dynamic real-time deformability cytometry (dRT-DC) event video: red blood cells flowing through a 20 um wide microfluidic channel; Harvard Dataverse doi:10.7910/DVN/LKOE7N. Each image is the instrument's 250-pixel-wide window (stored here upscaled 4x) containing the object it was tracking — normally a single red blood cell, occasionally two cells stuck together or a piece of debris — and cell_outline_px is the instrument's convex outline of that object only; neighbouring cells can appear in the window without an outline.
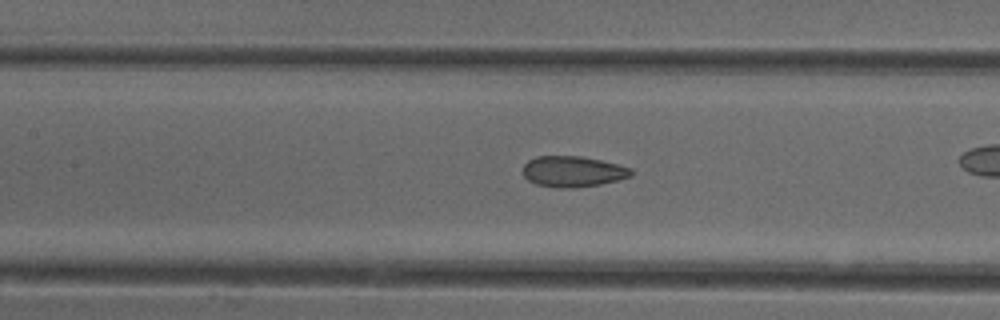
{"species": "common noctule bat (a hibernating species)", "species_latin": "Nyctalus noctula", "temperature_condition": "cold", "stored_images_in_passage": 41, "camera_frame_rate_fps": 3000, "um_per_image_px": 0.085, "animal": {"sex": "female"}, "frame": {"image": 1, "passage_image": 24, "time_ms": 7.667, "image_size_px": [1000, 320], "cell_outline_px": [[632, 176], [600, 184], [576, 188], [560, 188], [536, 184], [528, 180], [524, 176], [524, 164], [528, 160], [536, 156], [580, 156], [600, 160], [632, 168]], "centroid_in_image_um": [48.68, 14.58], "position_along_channel_um": 158.7, "area_um2": 19.36}}
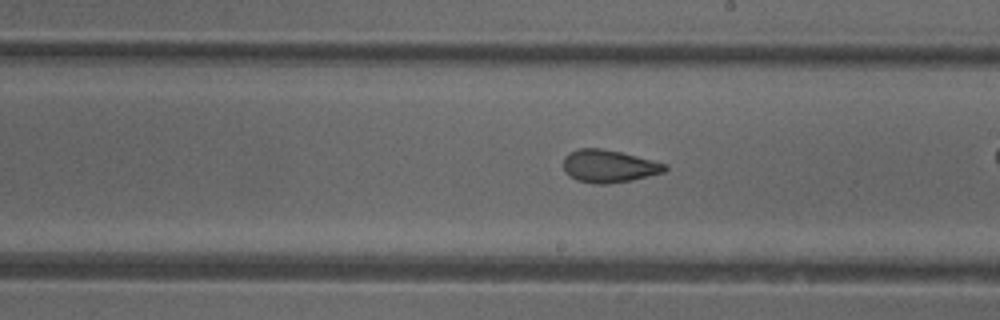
{"frame": {"image": 2, "passage_image": 30, "time_ms": 9.667, "image_size_px": [1000, 320], "cell_outline_px": [[668, 168], [664, 172], [632, 180], [608, 184], [596, 184], [576, 180], [564, 172], [564, 156], [568, 152], [580, 148], [600, 148], [620, 152], [668, 164]], "centroid_in_image_um": [51.74, 14.13], "position_along_channel_um": 237.3, "area_um2": 19.36}}